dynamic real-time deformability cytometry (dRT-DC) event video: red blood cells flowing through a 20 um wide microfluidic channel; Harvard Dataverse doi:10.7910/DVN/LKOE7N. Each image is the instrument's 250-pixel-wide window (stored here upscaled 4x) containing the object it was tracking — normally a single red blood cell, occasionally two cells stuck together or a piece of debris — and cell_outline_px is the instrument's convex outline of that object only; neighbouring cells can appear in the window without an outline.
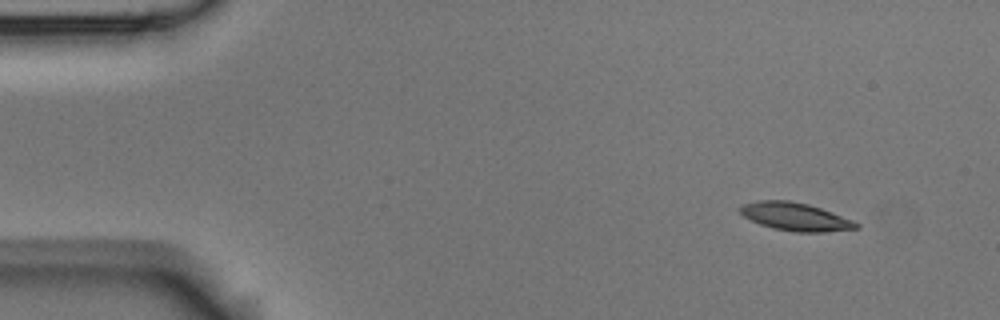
{"species": "Egyptian fruit bat (a non-hibernating species)", "species_latin": "Rousettus aegyptiacus", "temperature_condition": "room temperature", "stored_images_in_passage": 4, "camera_frame_rate_fps": 3000, "um_per_image_px": 0.085, "animal": {"sex": "male"}, "frame": {"image": 1, "passage_image": 1, "time_ms": 0.0, "image_size_px": [1000, 320], "cell_outline_px": [[860, 228], [824, 232], [796, 232], [772, 228], [760, 224], [744, 216], [736, 208], [740, 204], [756, 200], [788, 200], [808, 204], [832, 212], [852, 220], [860, 224]], "centroid_in_image_um": [67.56, 18.41], "position_along_channel_um": 17.4, "area_um2": 19.07}}
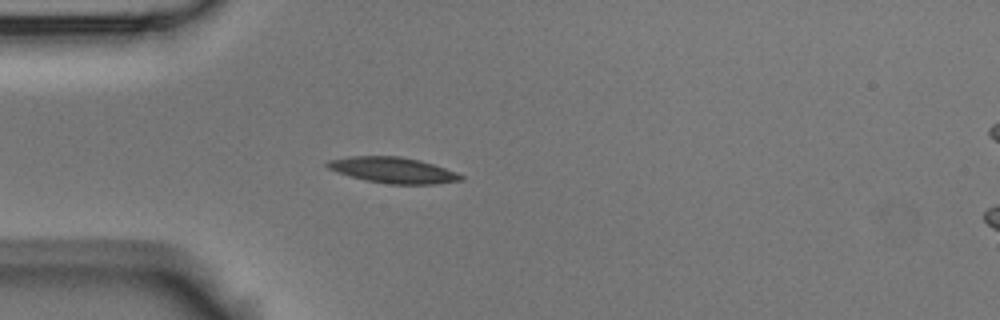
{"frame": {"image": 2, "passage_image": 4, "time_ms": 1.0, "image_size_px": [1000, 320], "cell_outline_px": [[464, 180], [436, 184], [388, 184], [364, 180], [336, 172], [328, 168], [324, 164], [328, 160], [348, 156], [400, 156], [420, 160], [456, 172], [464, 176]], "centroid_in_image_um": [33.38, 14.46], "position_along_channel_um": 51.6, "area_um2": 20.23}}